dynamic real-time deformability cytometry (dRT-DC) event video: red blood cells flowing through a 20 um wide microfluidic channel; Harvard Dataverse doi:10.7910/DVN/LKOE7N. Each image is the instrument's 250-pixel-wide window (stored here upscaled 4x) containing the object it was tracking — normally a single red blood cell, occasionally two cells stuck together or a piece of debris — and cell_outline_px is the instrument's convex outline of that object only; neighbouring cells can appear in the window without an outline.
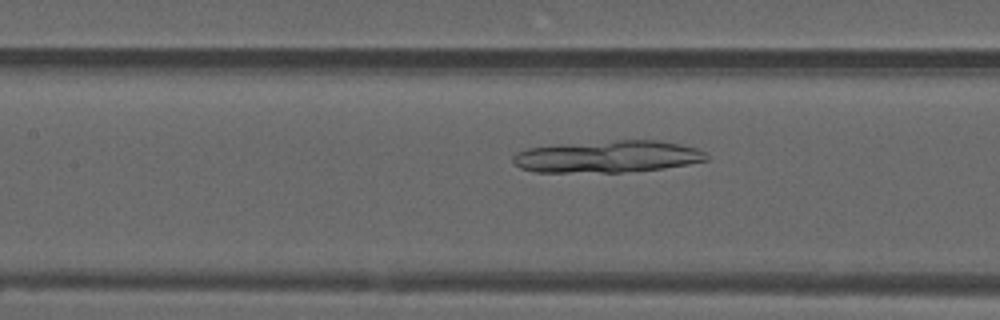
{"species": "common noctule bat (a hibernating species)", "species_latin": "Nyctalus noctula", "temperature_condition": "warm", "stored_images_in_passage": 37, "camera_frame_rate_fps": 3000, "um_per_image_px": 0.085, "animal": {"sex": "male", "forearm_length_mm": 52.5}, "frame": {"image": 1, "passage_image": 8, "time_ms": 2.333, "image_size_px": [1000, 320], "cell_outline_px": [[708, 160], [688, 164], [664, 168], [620, 172], [536, 172], [520, 168], [512, 160], [512, 156], [516, 152], [528, 148], [560, 144], [620, 140], [656, 140], [680, 144], [696, 148], [704, 152], [708, 156]], "centroid_in_image_um": [51.63, 13.31], "position_along_channel_um": 155.8, "area_um2": 35.95}}
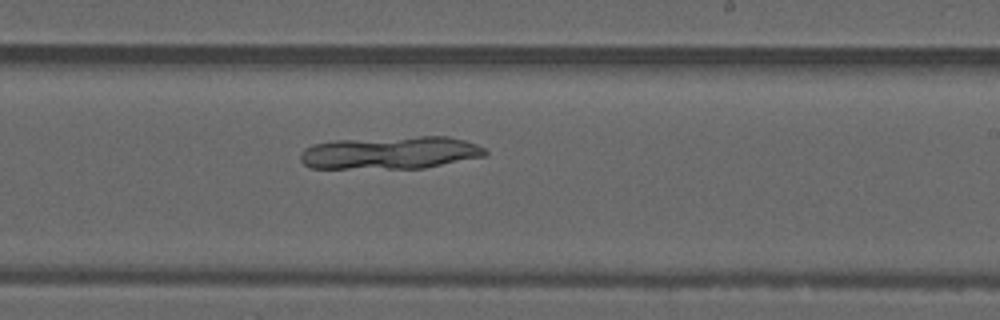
{"frame": {"image": 2, "passage_image": 16, "time_ms": 5.0, "image_size_px": [1000, 320], "cell_outline_px": [[488, 152], [484, 156], [424, 168], [312, 168], [304, 164], [300, 160], [300, 152], [304, 148], [312, 144], [336, 140], [416, 136], [448, 136], [464, 140], [476, 144], [484, 148]], "centroid_in_image_um": [33.16, 12.97], "position_along_channel_um": 255.8, "area_um2": 35.26}}
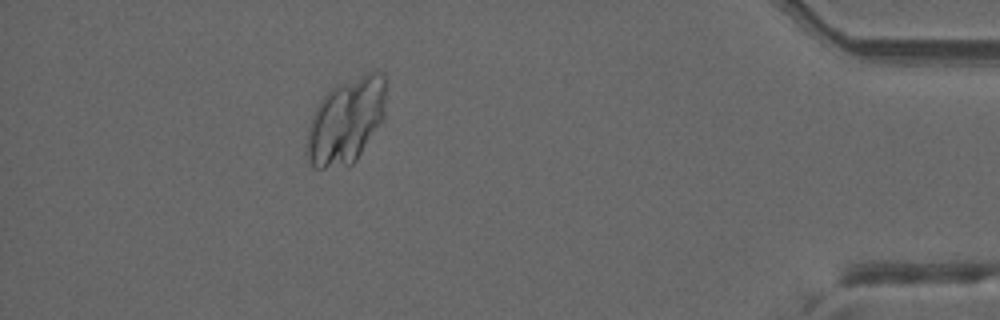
{"frame": {"image": 3, "passage_image": 32, "time_ms": 10.333, "image_size_px": [1000, 320], "cell_outline_px": [[384, 116], [356, 160], [352, 164], [324, 168], [312, 168], [304, 152], [304, 144], [308, 128], [312, 116], [320, 100], [336, 84], [368, 72], [384, 72]], "centroid_in_image_um": [29.35, 10.29], "position_along_channel_um": 405.8, "area_um2": 39.3}}